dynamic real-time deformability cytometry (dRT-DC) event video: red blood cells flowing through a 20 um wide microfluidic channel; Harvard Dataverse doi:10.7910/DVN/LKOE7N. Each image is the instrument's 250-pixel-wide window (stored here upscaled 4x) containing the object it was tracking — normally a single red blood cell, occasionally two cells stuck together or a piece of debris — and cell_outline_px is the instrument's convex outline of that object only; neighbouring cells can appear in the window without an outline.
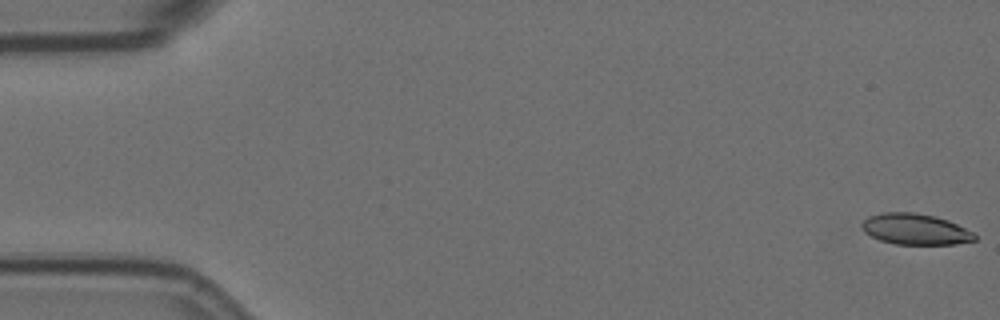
{"species": "Egyptian fruit bat (a non-hibernating species)", "species_latin": "Rousettus aegyptiacus", "temperature_condition": "room temperature", "stored_images_in_passage": 58, "camera_frame_rate_fps": 3000, "um_per_image_px": 0.085, "animal": {"sex": "female"}, "frame": {"image": 1, "passage_image": 1, "time_ms": 0.0, "image_size_px": [1000, 320], "cell_outline_px": [[976, 240], [956, 244], [896, 244], [880, 240], [864, 232], [860, 224], [868, 216], [884, 212], [912, 212], [936, 216], [948, 220], [972, 232], [976, 236]], "centroid_in_image_um": [77.78, 19.47], "position_along_channel_um": 7.2, "area_um2": 20.29}}
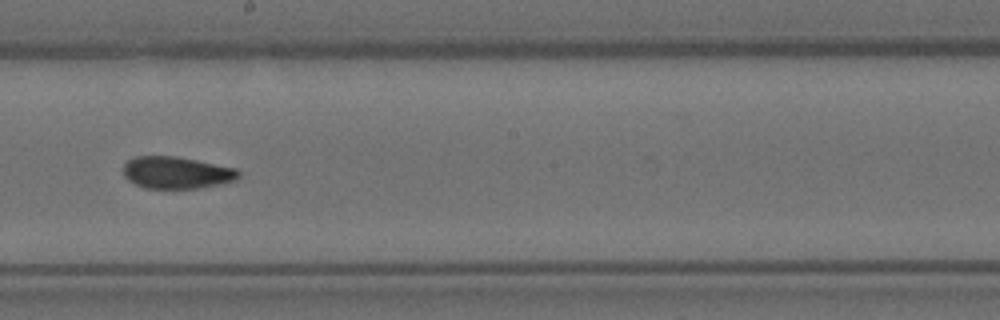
{"frame": {"image": 2, "passage_image": 32, "time_ms": 10.333, "image_size_px": [1000, 320], "cell_outline_px": [[240, 176], [236, 180], [220, 184], [196, 188], [144, 188], [128, 180], [124, 176], [124, 164], [128, 160], [136, 156], [176, 156], [236, 168], [240, 172]], "centroid_in_image_um": [15.01, 14.67], "position_along_channel_um": 233.2, "area_um2": 21.44}}
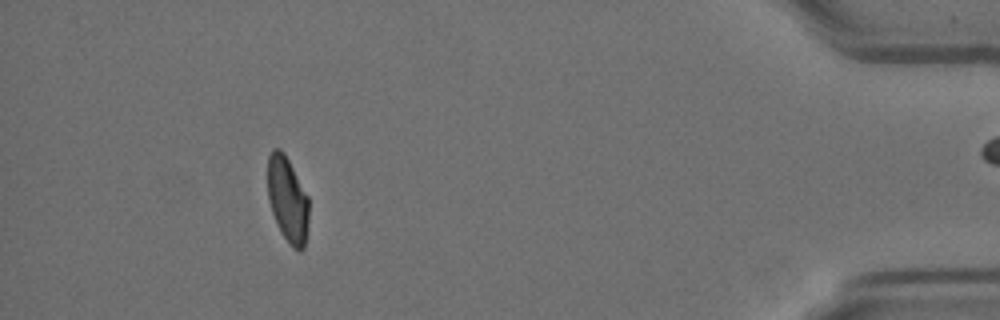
{"frame": {"image": 3, "passage_image": 52, "time_ms": 17.0, "image_size_px": [1000, 320], "cell_outline_px": [[308, 220], [304, 248], [300, 252], [292, 248], [288, 244], [272, 212], [268, 200], [268, 156], [272, 148], [280, 148], [284, 152], [308, 196]], "centroid_in_image_um": [24.44, 16.95], "position_along_channel_um": 410.8, "area_um2": 20.4}, "authors_computed_cell_mechanics": {"area_um2": 21.6172, "velocity_mm_per_s": 3.5721, "shape_relaxation_time_tau1_ms": null, "shape_relaxation_time_tau2_ms": 3.0139, "deformation_change_tau1": null, "deformation_change_tau2": 0.0751}}